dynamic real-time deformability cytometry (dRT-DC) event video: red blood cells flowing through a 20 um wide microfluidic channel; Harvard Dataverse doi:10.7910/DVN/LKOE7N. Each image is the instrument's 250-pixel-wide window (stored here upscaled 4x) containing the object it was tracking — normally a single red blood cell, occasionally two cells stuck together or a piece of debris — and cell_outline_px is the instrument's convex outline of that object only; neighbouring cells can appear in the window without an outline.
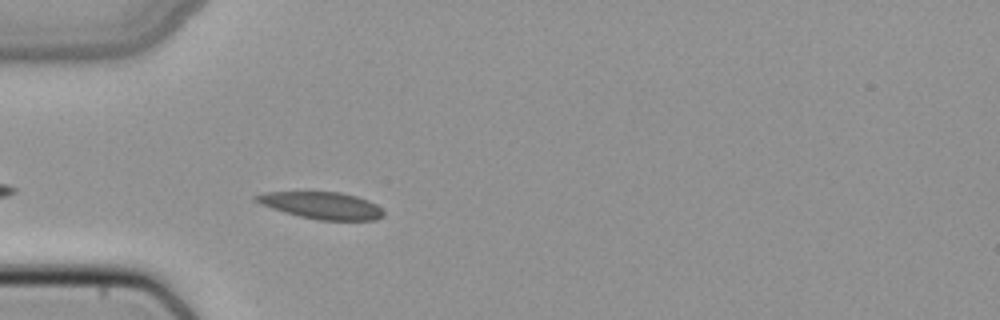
{"species": "common noctule bat (a hibernating species)", "species_latin": "Nyctalus noctula", "temperature_condition": "cold", "stored_images_in_passage": 36, "camera_frame_rate_fps": 3000, "um_per_image_px": 0.085, "animal": {"sex": "female", "body_mass_g": 22.7, "forearm_length_mm": 54.2}, "frame": {"image": 1, "passage_image": 3, "time_ms": 0.667, "image_size_px": [1000, 320], "cell_outline_px": [[384, 216], [376, 220], [320, 220], [300, 216], [284, 212], [260, 204], [252, 200], [252, 196], [264, 192], [308, 188], [340, 192], [356, 196], [368, 200], [376, 204], [384, 212]], "centroid_in_image_um": [27.24, 17.39], "position_along_channel_um": 57.8, "area_um2": 21.15}}
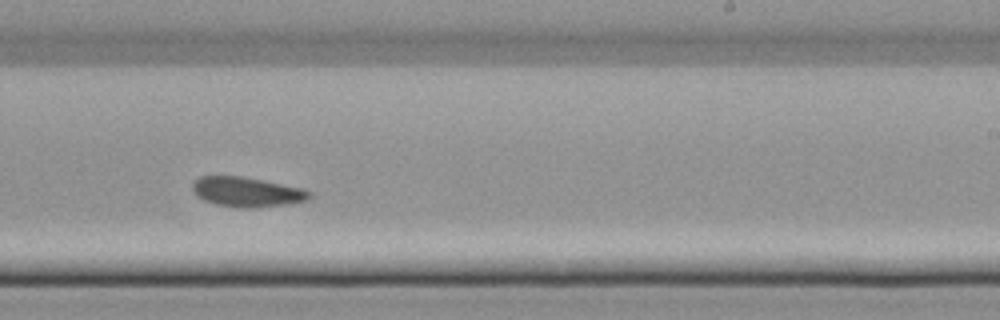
{"frame": {"image": 2, "passage_image": 19, "time_ms": 6.0, "image_size_px": [1000, 320], "cell_outline_px": [[312, 196], [304, 200], [288, 204], [256, 208], [244, 208], [216, 204], [204, 200], [196, 196], [192, 188], [192, 180], [200, 176], [240, 176], [264, 180], [304, 188], [312, 192]], "centroid_in_image_um": [20.97, 16.3], "position_along_channel_um": 268.0, "area_um2": 20.46}}
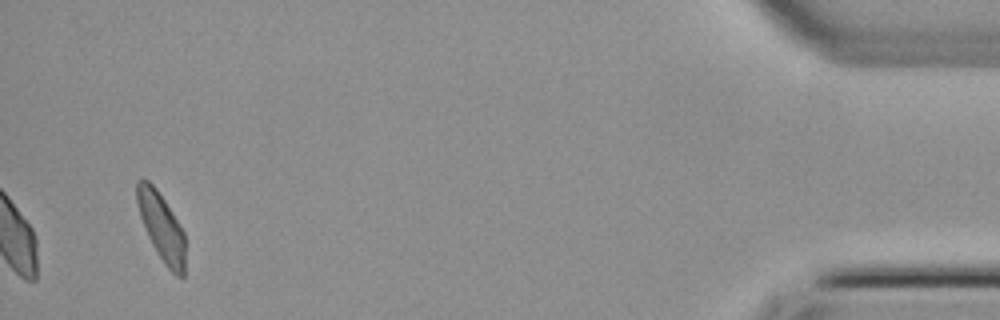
{"frame": {"image": 3, "passage_image": 36, "time_ms": 11.667, "image_size_px": [1000, 320], "cell_outline_px": [[184, 276], [176, 276], [164, 264], [152, 244], [148, 236], [140, 216], [136, 200], [136, 180], [140, 176], [148, 180], [156, 188], [172, 212], [184, 232]], "centroid_in_image_um": [13.69, 19.24], "position_along_channel_um": 421.5, "area_um2": 18.96}}